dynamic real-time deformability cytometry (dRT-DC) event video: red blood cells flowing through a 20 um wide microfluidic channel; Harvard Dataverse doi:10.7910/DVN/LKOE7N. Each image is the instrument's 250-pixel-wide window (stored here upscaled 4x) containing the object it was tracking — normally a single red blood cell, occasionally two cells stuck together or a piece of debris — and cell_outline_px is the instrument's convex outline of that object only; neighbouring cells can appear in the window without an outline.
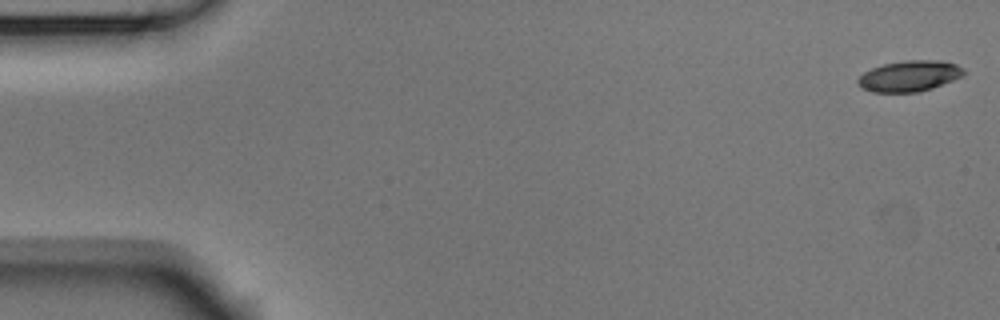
{"species": "Egyptian fruit bat (a non-hibernating species)", "species_latin": "Rousettus aegyptiacus", "temperature_condition": "room temperature", "stored_images_in_passage": 14, "camera_frame_rate_fps": 3000, "um_per_image_px": 0.085, "animal": {"sex": "male"}, "frame": {"image": 1, "passage_image": 1, "time_ms": 0.0, "image_size_px": [1000, 320], "cell_outline_px": [[964, 76], [932, 88], [920, 92], [872, 92], [856, 84], [856, 80], [864, 72], [872, 68], [884, 64], [904, 60], [940, 60], [956, 64], [964, 68]], "centroid_in_image_um": [77.31, 6.46], "position_along_channel_um": 7.7, "area_um2": 19.13}}
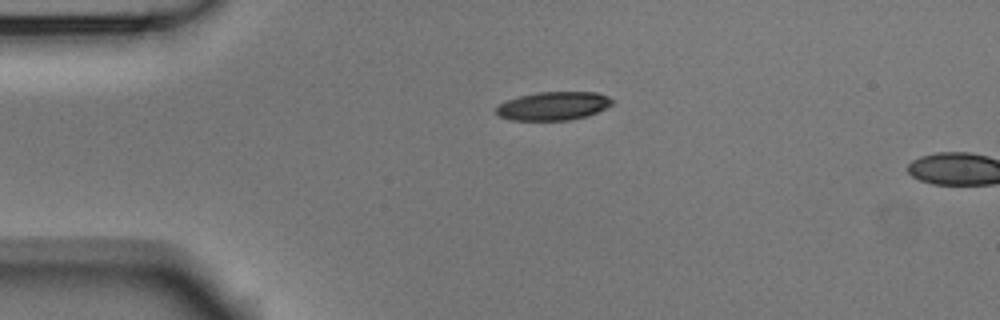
{"frame": {"image": 2, "passage_image": 12, "time_ms": 3.667, "image_size_px": [1000, 320], "cell_outline_px": [[616, 100], [612, 104], [588, 116], [572, 120], [512, 120], [500, 116], [496, 112], [496, 108], [500, 104], [508, 100], [520, 96], [536, 92], [596, 92], [608, 96]], "centroid_in_image_um": [47.07, 9.0], "position_along_channel_um": 37.9, "area_um2": 19.19}}